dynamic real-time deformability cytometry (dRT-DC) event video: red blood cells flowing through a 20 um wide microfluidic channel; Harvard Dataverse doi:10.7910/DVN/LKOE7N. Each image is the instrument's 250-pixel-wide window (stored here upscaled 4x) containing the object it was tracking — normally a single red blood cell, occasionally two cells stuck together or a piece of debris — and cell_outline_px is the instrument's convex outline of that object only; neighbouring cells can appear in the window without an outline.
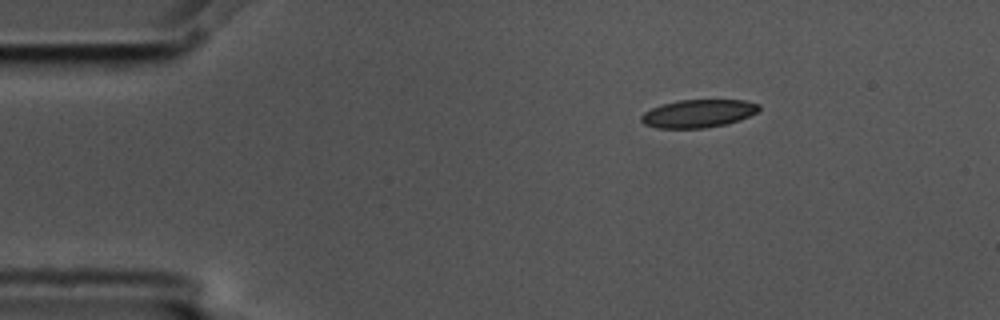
{"species": "common noctule bat (a hibernating species)", "species_latin": "Nyctalus noctula", "temperature_condition": "cold", "stored_images_in_passage": 6, "segment_of_instrument_passage": [2, 2], "camera_frame_rate_fps": 3000, "um_per_image_px": 0.085, "animal": {"sex": "male", "body_mass_g": 17.5, "forearm_length_mm": 52.3}, "frame": {"image": 1, "passage_image": 6, "time_ms": 1.667, "image_size_px": [1000, 320], "cell_outline_px": [[760, 108], [756, 112], [740, 120], [728, 124], [704, 128], [656, 128], [644, 124], [640, 120], [640, 116], [644, 112], [652, 108], [664, 104], [680, 100], [744, 100], [760, 104]], "centroid_in_image_um": [59.35, 9.65], "position_along_channel_um": 25.6, "area_um2": 19.19}}